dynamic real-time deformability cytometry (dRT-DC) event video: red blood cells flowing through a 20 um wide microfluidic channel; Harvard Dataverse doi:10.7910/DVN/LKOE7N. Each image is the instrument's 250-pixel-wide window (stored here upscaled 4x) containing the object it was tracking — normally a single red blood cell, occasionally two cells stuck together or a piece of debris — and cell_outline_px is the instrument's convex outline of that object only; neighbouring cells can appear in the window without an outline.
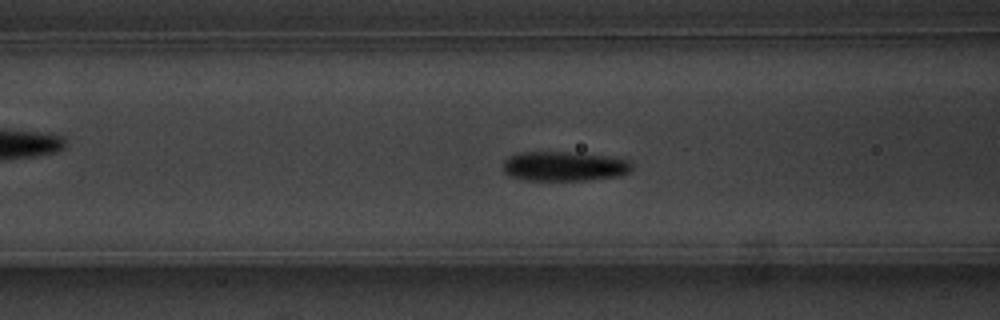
{"species": "common noctule bat (a hibernating species)", "species_latin": "Nyctalus noctula", "temperature_condition": "warm", "stored_images_in_passage": 55, "camera_frame_rate_fps": 3000, "um_per_image_px": 0.085, "animal": {"sex": "male", "body_mass_g": 20.1, "forearm_length_mm": 53.5}, "frame": {"image": 1, "passage_image": 22, "time_ms": 7.0, "image_size_px": [1000, 320], "cell_outline_px": [[632, 168], [628, 172], [620, 176], [588, 180], [524, 180], [508, 176], [504, 172], [504, 160], [508, 156], [520, 152], [568, 152], [608, 156], [628, 160], [632, 164]], "centroid_in_image_um": [47.94, 14.13], "position_along_channel_um": 118.7, "area_um2": 22.31}}
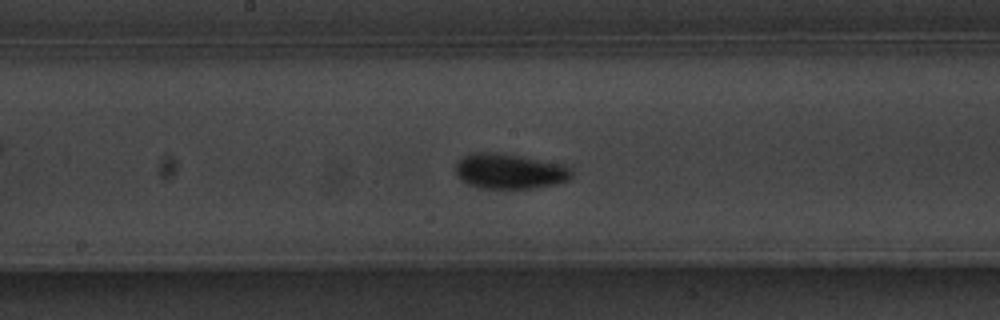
{"frame": {"image": 2, "passage_image": 29, "time_ms": 9.333, "image_size_px": [1000, 320], "cell_outline_px": [[572, 176], [568, 180], [556, 184], [532, 188], [480, 188], [468, 184], [460, 180], [456, 172], [456, 160], [472, 152], [500, 152], [564, 164], [572, 168]], "centroid_in_image_um": [43.31, 14.54], "position_along_channel_um": 204.9, "area_um2": 24.1}}
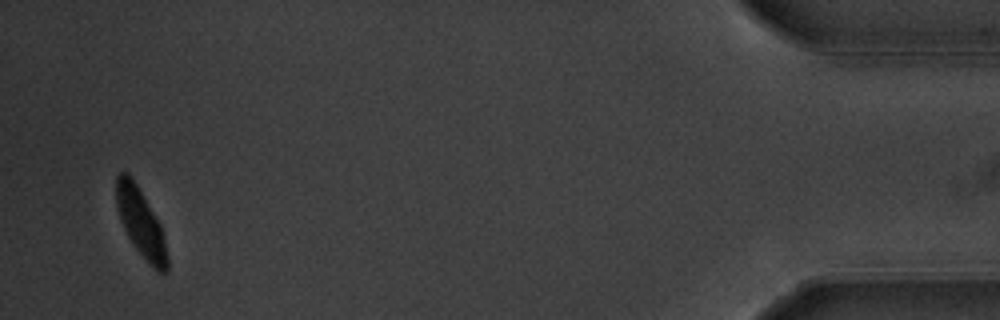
{"frame": {"image": 3, "passage_image": 53, "time_ms": 17.333, "image_size_px": [1000, 320], "cell_outline_px": [[168, 268], [164, 272], [156, 272], [148, 264], [136, 248], [128, 236], [120, 220], [116, 208], [116, 176], [120, 172], [124, 172], [136, 184], [160, 224], [168, 256]], "centroid_in_image_um": [11.96, 18.99], "position_along_channel_um": 423.2, "area_um2": 19.88}, "authors_computed_cell_mechanics": {"area_um2": 21.097, "velocity_mm_per_s": 3.6916, "shape_relaxation_time_tau1_ms": 2.0348, "shape_relaxation_time_tau2_ms": null, "deformation_change_tau1": 0.1469, "deformation_change_tau2": null}}